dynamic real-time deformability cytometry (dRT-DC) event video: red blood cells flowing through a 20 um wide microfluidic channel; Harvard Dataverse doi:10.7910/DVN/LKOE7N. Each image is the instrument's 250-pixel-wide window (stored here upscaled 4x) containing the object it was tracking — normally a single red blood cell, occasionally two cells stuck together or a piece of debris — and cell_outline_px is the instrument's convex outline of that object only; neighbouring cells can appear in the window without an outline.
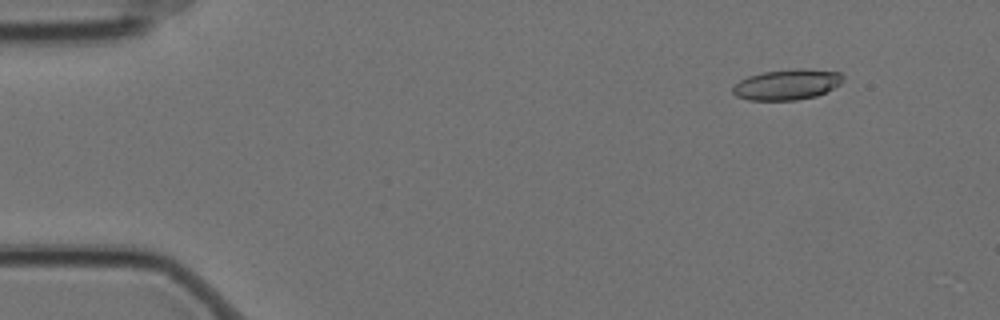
{"species": "Egyptian fruit bat (a non-hibernating species)", "species_latin": "Rousettus aegyptiacus", "temperature_condition": "cold", "stored_images_in_passage": 4, "camera_frame_rate_fps": 3000, "um_per_image_px": 0.085, "animal": {"sex": "female"}, "frame": {"image": 1, "passage_image": 2, "time_ms": 0.333, "image_size_px": [1000, 320], "cell_outline_px": [[844, 76], [840, 84], [816, 96], [796, 100], [748, 100], [736, 96], [732, 92], [732, 88], [740, 80], [748, 76], [764, 72], [796, 68], [804, 68], [840, 72]], "centroid_in_image_um": [66.89, 7.18], "position_along_channel_um": 18.1, "area_um2": 19.59}}
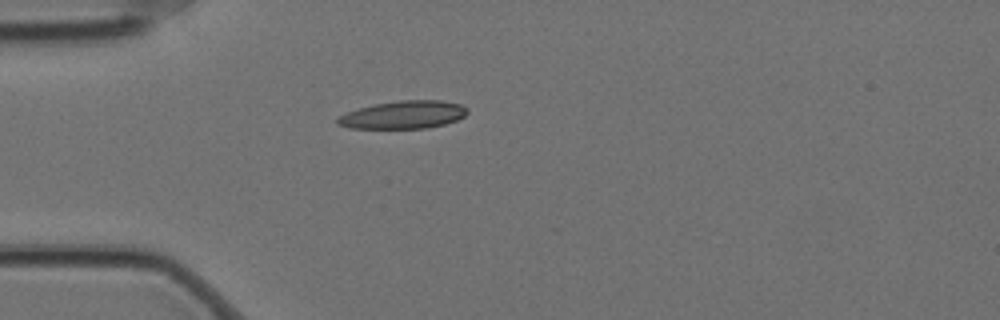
{"frame": {"image": 2, "passage_image": 4, "time_ms": 1.0, "image_size_px": [1000, 320], "cell_outline_px": [[468, 112], [464, 116], [456, 120], [444, 124], [428, 128], [348, 128], [336, 124], [336, 120], [340, 116], [348, 112], [360, 108], [376, 104], [400, 100], [440, 100], [460, 104], [468, 108]], "centroid_in_image_um": [34.31, 9.76], "position_along_channel_um": 50.7, "area_um2": 20.92}}